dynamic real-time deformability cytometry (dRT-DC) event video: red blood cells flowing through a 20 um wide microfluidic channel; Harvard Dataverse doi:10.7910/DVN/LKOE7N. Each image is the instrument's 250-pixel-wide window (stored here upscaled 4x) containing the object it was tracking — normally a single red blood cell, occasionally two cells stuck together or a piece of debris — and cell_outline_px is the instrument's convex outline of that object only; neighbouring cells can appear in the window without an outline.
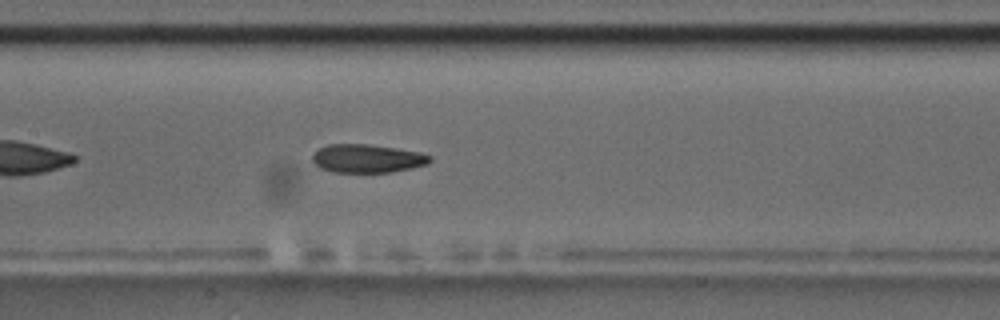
{"species": "common noctule bat (a hibernating species)", "species_latin": "Nyctalus noctula", "temperature_condition": "room temperature", "stored_images_in_passage": 8, "camera_frame_rate_fps": 3000, "um_per_image_px": 0.085, "animal": {"sex": "male", "body_mass_g": 17.5, "forearm_length_mm": 52.3}, "frame": {"image": 1, "passage_image": 8, "time_ms": 8.0, "image_size_px": [1000, 320], "cell_outline_px": [[432, 160], [428, 164], [412, 168], [388, 172], [332, 172], [320, 168], [312, 160], [312, 156], [320, 148], [328, 144], [368, 144], [396, 148], [420, 152], [432, 156]], "centroid_in_image_um": [31.24, 13.47], "position_along_channel_um": 176.2, "area_um2": 19.42}}